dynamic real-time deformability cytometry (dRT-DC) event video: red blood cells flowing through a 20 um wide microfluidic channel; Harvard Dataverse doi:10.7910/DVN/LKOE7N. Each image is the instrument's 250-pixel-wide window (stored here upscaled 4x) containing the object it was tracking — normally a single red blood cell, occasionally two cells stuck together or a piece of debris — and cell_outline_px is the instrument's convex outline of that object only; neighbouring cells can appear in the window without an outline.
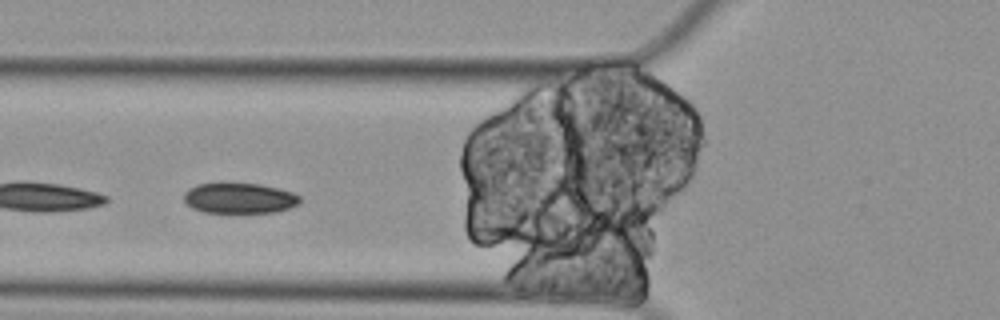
{"species": "Egyptian fruit bat (a non-hibernating species)", "species_latin": "Rousettus aegyptiacus", "temperature_condition": "cold", "stored_images_in_passage": 12, "camera_frame_rate_fps": 3000, "um_per_image_px": 0.085, "animal": {"sex": "female"}, "frame": {"image": 1, "passage_image": 3, "time_ms": 0.667, "image_size_px": [1000, 320], "cell_outline_px": [[300, 204], [276, 212], [204, 212], [192, 208], [184, 200], [184, 192], [188, 188], [196, 184], [260, 184], [280, 188], [292, 192], [300, 196]], "centroid_in_image_um": [20.36, 16.84], "position_along_channel_um": 105.4, "area_um2": 20.46}}
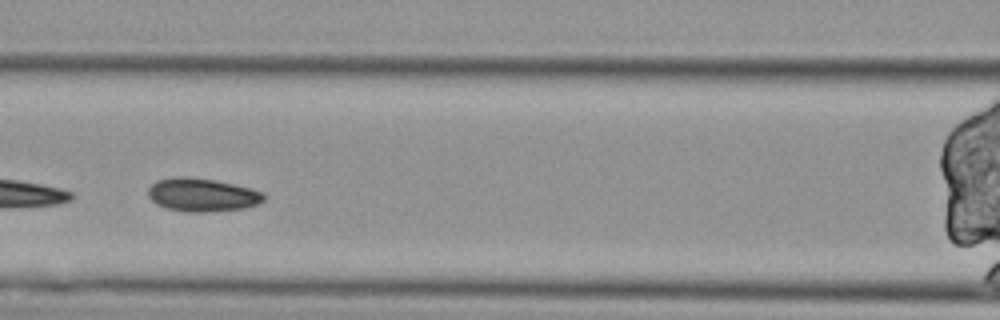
{"frame": {"image": 2, "passage_image": 4, "time_ms": 1.0, "image_size_px": [1000, 320], "cell_outline_px": [[268, 196], [260, 204], [244, 208], [208, 212], [188, 212], [168, 208], [156, 204], [148, 196], [148, 188], [156, 180], [176, 176], [188, 176], [216, 180], [252, 188], [264, 192]], "centroid_in_image_um": [17.23, 16.55], "position_along_channel_um": 149.4, "area_um2": 22.83}}